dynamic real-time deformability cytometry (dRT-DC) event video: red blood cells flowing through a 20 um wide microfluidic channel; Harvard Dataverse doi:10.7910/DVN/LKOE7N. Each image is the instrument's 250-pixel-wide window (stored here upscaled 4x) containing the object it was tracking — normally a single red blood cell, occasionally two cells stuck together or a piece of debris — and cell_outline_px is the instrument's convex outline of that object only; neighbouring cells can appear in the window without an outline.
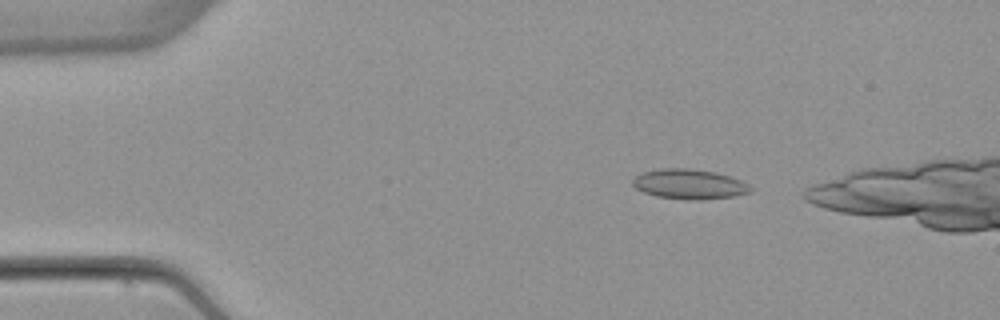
{"species": "common noctule bat (a hibernating species)", "species_latin": "Nyctalus noctula", "temperature_condition": "warm", "stored_images_in_passage": 40, "camera_frame_rate_fps": 3000, "um_per_image_px": 0.085, "animal": {"sex": "female", "body_mass_g": 22.7, "forearm_length_mm": 54.2}, "frame": {"image": 1, "passage_image": 2, "time_ms": 0.333, "image_size_px": [1000, 320], "cell_outline_px": [[752, 192], [736, 196], [700, 200], [684, 200], [656, 196], [644, 192], [636, 188], [632, 184], [632, 180], [636, 176], [644, 172], [660, 168], [688, 168], [716, 172], [740, 180], [748, 184], [752, 188]], "centroid_in_image_um": [58.6, 15.66], "position_along_channel_um": 26.4, "area_um2": 20.63}}
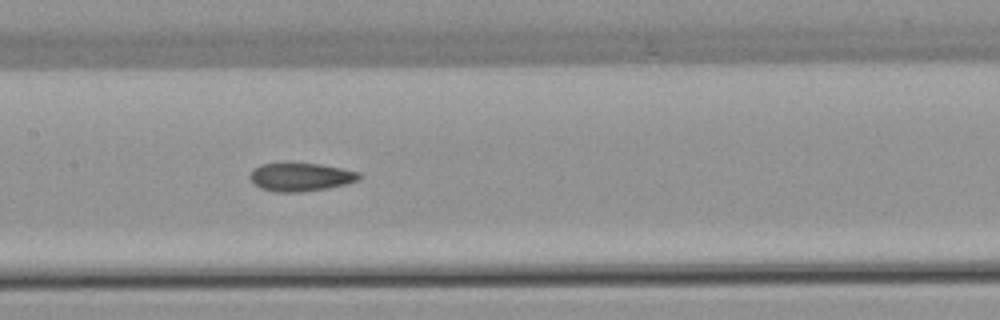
{"frame": {"image": 2, "passage_image": 19, "time_ms": 6.0, "image_size_px": [1000, 320], "cell_outline_px": [[360, 180], [344, 184], [324, 188], [300, 192], [276, 192], [260, 188], [252, 184], [248, 176], [260, 164], [320, 164], [360, 172]], "centroid_in_image_um": [25.53, 15.06], "position_along_channel_um": 181.9, "area_um2": 17.69}}
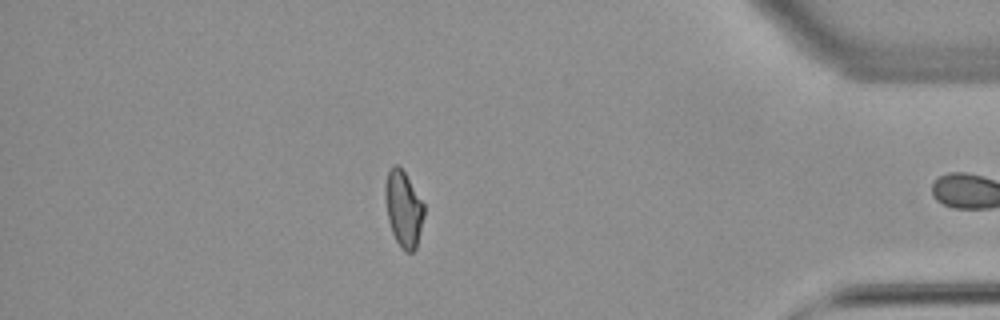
{"frame": {"image": 3, "passage_image": 39, "time_ms": 12.667, "image_size_px": [1000, 320], "cell_outline_px": [[424, 216], [416, 248], [412, 252], [404, 252], [400, 248], [392, 232], [388, 220], [384, 196], [384, 188], [388, 172], [392, 164], [396, 164], [404, 172], [424, 204]], "centroid_in_image_um": [34.28, 17.77], "position_along_channel_um": 400.9, "area_um2": 17.17}, "authors_computed_cell_mechanics": {"area_um2": 18.1781, "velocity_mm_per_s": 3.8844, "shape_relaxation_time_tau1_ms": null, "shape_relaxation_time_tau2_ms": 2.5458, "deformation_change_tau1": null, "deformation_change_tau2": 0.0824}}